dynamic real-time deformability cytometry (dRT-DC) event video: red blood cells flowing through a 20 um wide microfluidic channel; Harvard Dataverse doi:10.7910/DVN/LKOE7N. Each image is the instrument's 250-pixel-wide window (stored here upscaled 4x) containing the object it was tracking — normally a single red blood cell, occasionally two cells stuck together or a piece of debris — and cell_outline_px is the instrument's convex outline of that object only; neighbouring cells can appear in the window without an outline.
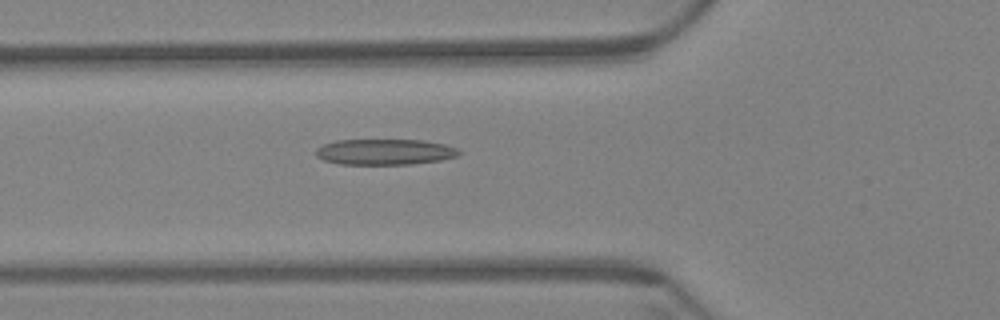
{"species": "Egyptian fruit bat (a non-hibernating species)", "species_latin": "Rousettus aegyptiacus", "temperature_condition": "warm", "stored_images_in_passage": 60, "camera_frame_rate_fps": 3000, "um_per_image_px": 0.085, "animal": {"sex": "female"}, "frame": {"image": 1, "passage_image": 22, "time_ms": 7.0, "image_size_px": [1000, 320], "cell_outline_px": [[460, 152], [456, 156], [440, 160], [412, 164], [340, 164], [324, 160], [316, 156], [316, 148], [324, 144], [336, 140], [424, 140], [444, 144], [456, 148]], "centroid_in_image_um": [32.68, 12.91], "position_along_channel_um": 93.1, "area_um2": 21.39}}
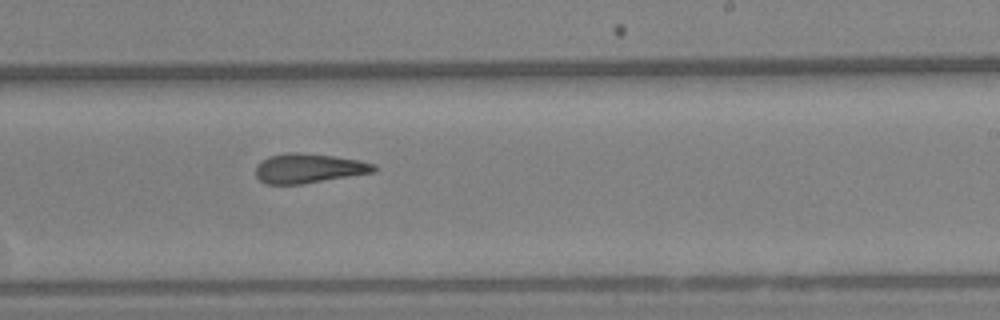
{"frame": {"image": 2, "passage_image": 37, "time_ms": 12.0, "image_size_px": [1000, 320], "cell_outline_px": [[376, 168], [372, 172], [300, 184], [268, 184], [260, 180], [256, 176], [256, 164], [268, 156], [284, 152], [296, 152], [332, 156], [360, 160], [376, 164]], "centroid_in_image_um": [26.18, 14.29], "position_along_channel_um": 262.8, "area_um2": 20.11}}
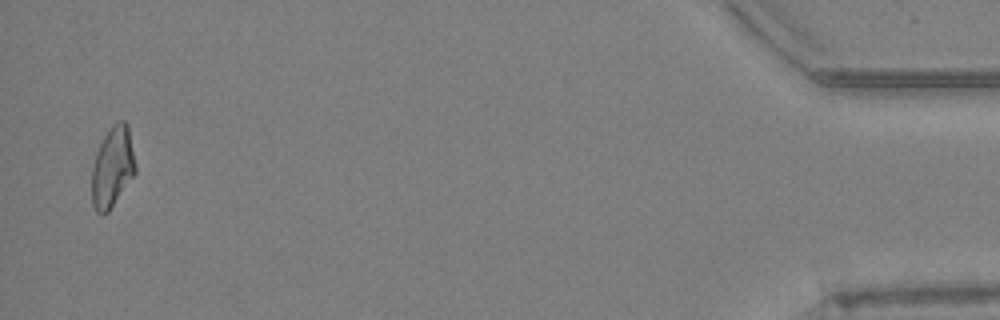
{"frame": {"image": 3, "passage_image": 59, "time_ms": 19.333, "image_size_px": [1000, 320], "cell_outline_px": [[136, 172], [108, 212], [96, 212], [92, 204], [92, 168], [96, 152], [104, 136], [112, 124], [120, 120], [124, 120], [128, 124], [136, 164]], "centroid_in_image_um": [9.57, 14.17], "position_along_channel_um": 425.6, "area_um2": 20.4}, "authors_computed_cell_mechanics": {"area_um2": 20.8658, "velocity_mm_per_s": 3.4085, "shape_relaxation_time_tau1_ms": null, "shape_relaxation_time_tau2_ms": 3.92, "deformation_change_tau1": null, "deformation_change_tau2": 0.1438}}